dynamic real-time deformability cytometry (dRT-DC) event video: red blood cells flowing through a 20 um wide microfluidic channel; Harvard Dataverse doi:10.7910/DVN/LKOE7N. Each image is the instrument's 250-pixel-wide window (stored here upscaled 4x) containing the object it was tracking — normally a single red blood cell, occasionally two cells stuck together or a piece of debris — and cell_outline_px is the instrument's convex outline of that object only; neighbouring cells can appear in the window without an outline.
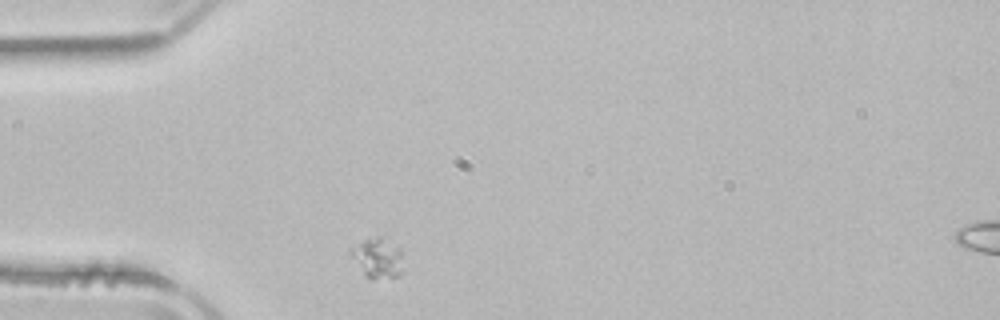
{"species": "common noctule bat (a hibernating species)", "species_latin": "Nyctalus noctula", "temperature_condition": "room temperature", "stored_images_in_passage": 1, "camera_frame_rate_fps": 3000, "um_per_image_px": 0.085, "animal": {"sex": "male", "body_mass_g": 21.5, "forearm_length_mm": 52.0}, "frame": {"image": 1, "passage_image": 1, "time_ms": 0.0, "image_size_px": [1000, 320], "cell_outline_px": [[404, 272], [400, 276], [364, 276], [352, 256], [352, 248], [364, 240], [376, 236], [380, 236], [400, 248]], "centroid_in_image_um": [32.16, 21.91], "position_along_channel_um": 52.8, "area_um2": 11.68}}